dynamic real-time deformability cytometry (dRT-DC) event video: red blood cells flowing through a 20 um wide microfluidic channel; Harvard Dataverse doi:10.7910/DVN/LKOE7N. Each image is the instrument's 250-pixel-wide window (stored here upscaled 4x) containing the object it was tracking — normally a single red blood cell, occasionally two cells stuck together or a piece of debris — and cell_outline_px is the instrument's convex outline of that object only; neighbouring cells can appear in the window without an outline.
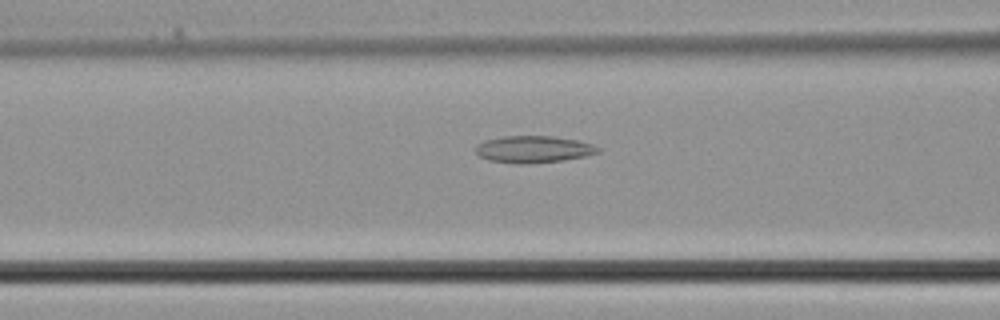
{"species": "common noctule bat (a hibernating species)", "species_latin": "Nyctalus noctula", "temperature_condition": "cold", "stored_images_in_passage": 25, "camera_frame_rate_fps": 3000, "um_per_image_px": 0.085, "animal": {"sex": "male", "body_mass_g": 21.5, "forearm_length_mm": 52.0}, "frame": {"image": 1, "passage_image": 4, "time_ms": 1.0, "image_size_px": [1000, 320], "cell_outline_px": [[600, 152], [584, 156], [564, 160], [520, 164], [516, 164], [488, 160], [480, 156], [476, 152], [476, 144], [484, 140], [504, 136], [552, 136], [580, 140], [592, 144], [600, 148]], "centroid_in_image_um": [45.34, 12.68], "position_along_channel_um": 121.3, "area_um2": 19.25}}
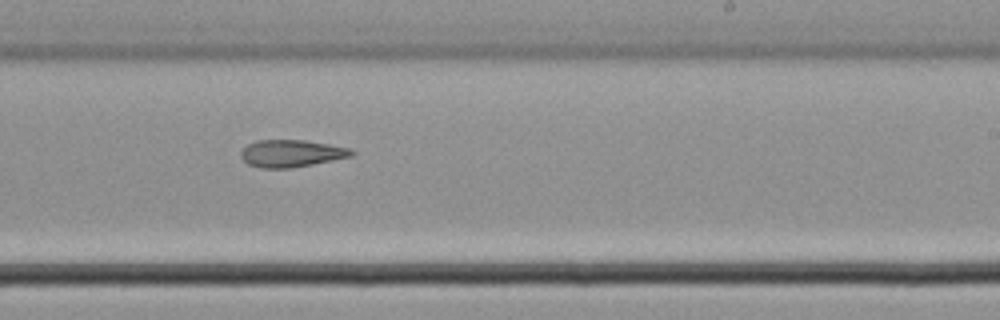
{"frame": {"image": 2, "passage_image": 12, "time_ms": 3.667, "image_size_px": [1000, 320], "cell_outline_px": [[356, 152], [352, 156], [292, 168], [260, 168], [248, 164], [240, 156], [240, 152], [248, 144], [256, 140], [304, 140], [352, 148]], "centroid_in_image_um": [24.77, 13.04], "position_along_channel_um": 264.2, "area_um2": 17.57}}
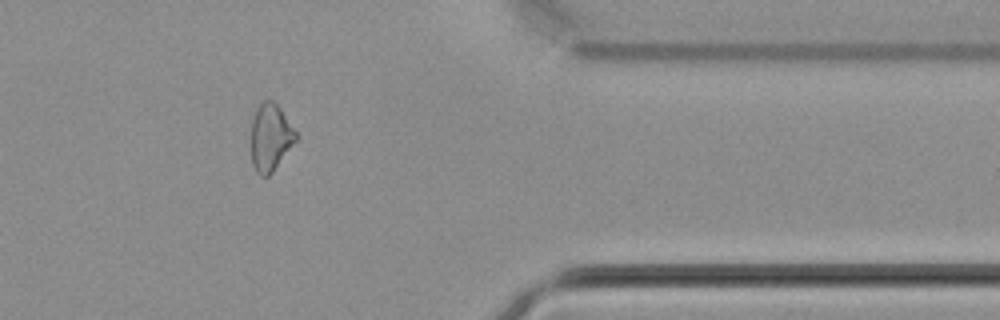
{"frame": {"image": 3, "passage_image": 20, "time_ms": 6.333, "image_size_px": [1000, 320], "cell_outline_px": [[296, 140], [272, 172], [268, 176], [260, 176], [256, 172], [252, 164], [252, 120], [256, 108], [264, 100], [272, 100], [280, 108], [296, 132]], "centroid_in_image_um": [22.97, 11.68], "position_along_channel_um": 388.4, "area_um2": 17.17}}